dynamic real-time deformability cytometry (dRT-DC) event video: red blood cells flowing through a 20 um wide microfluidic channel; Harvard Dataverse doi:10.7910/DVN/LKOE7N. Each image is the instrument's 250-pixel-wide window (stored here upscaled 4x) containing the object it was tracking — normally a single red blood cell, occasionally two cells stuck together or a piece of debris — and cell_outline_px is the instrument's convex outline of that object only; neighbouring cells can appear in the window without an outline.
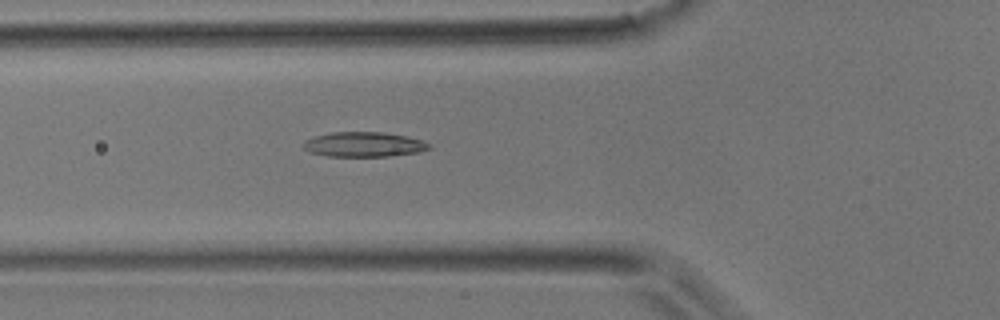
{"species": "common noctule bat (a hibernating species)", "species_latin": "Nyctalus noctula", "temperature_condition": "room temperature", "stored_images_in_passage": 28, "camera_frame_rate_fps": 3000, "um_per_image_px": 0.085, "animal": {"sex": "male", "body_mass_g": 17.9}, "frame": {"image": 1, "passage_image": 5, "time_ms": 1.333, "image_size_px": [1000, 320], "cell_outline_px": [[432, 148], [420, 152], [388, 156], [328, 156], [308, 152], [304, 148], [304, 140], [316, 136], [332, 132], [384, 132], [408, 136], [432, 144]], "centroid_in_image_um": [30.96, 12.27], "position_along_channel_um": 94.8, "area_um2": 18.26}}
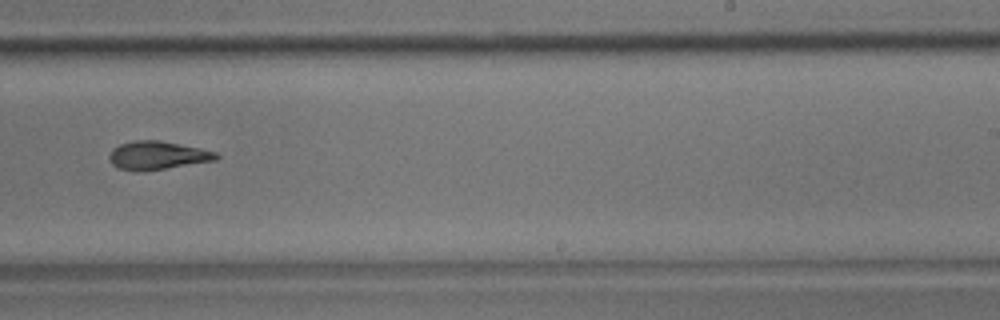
{"frame": {"image": 2, "passage_image": 17, "time_ms": 5.333, "image_size_px": [1000, 320], "cell_outline_px": [[220, 156], [216, 160], [164, 168], [120, 168], [112, 164], [108, 156], [112, 148], [120, 144], [132, 140], [160, 140], [200, 148], [216, 152]], "centroid_in_image_um": [13.41, 13.15], "position_along_channel_um": 275.6, "area_um2": 16.94}}
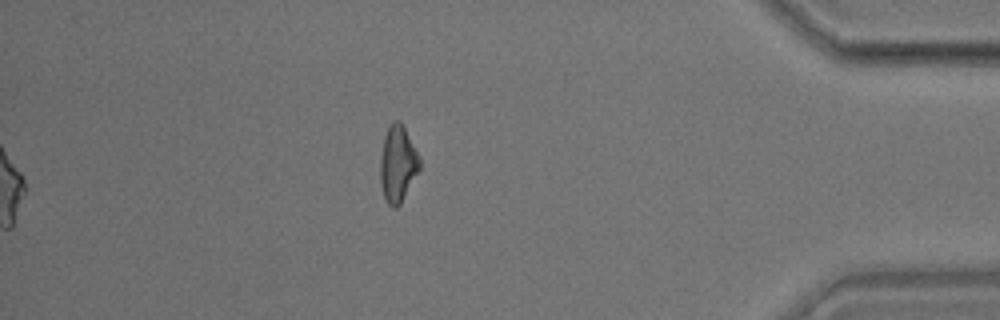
{"frame": {"image": 3, "passage_image": 28, "time_ms": 9.0, "image_size_px": [1000, 320], "cell_outline_px": [[420, 168], [400, 204], [396, 208], [392, 208], [388, 204], [384, 196], [380, 184], [380, 156], [384, 136], [388, 124], [392, 120], [400, 120], [404, 124], [420, 156]], "centroid_in_image_um": [33.8, 13.86], "position_along_channel_um": 401.4, "area_um2": 17.92}}